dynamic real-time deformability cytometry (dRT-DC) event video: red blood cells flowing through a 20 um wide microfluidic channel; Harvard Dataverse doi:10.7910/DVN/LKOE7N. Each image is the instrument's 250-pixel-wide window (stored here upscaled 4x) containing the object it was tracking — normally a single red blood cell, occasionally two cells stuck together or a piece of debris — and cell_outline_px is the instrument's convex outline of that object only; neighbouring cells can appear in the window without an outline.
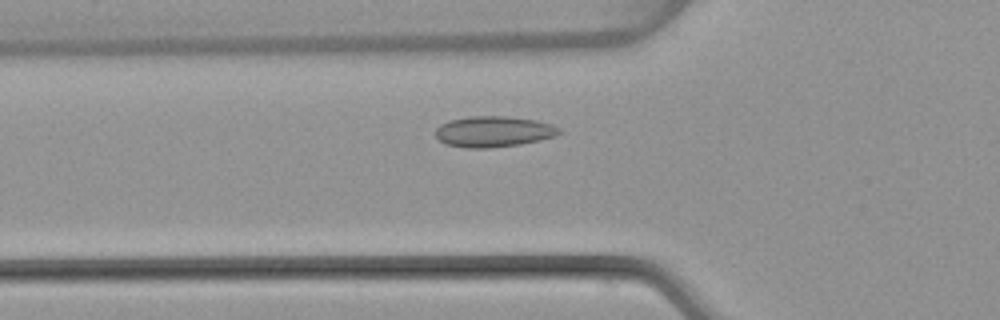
{"species": "common noctule bat (a hibernating species)", "species_latin": "Nyctalus noctula", "temperature_condition": "warm", "stored_images_in_passage": 45, "camera_frame_rate_fps": 3000, "um_per_image_px": 0.085, "animal": {"sex": "female", "body_mass_g": 22.7, "forearm_length_mm": 54.2}, "frame": {"image": 1, "passage_image": 12, "time_ms": 3.667, "image_size_px": [1000, 320], "cell_outline_px": [[560, 132], [552, 136], [540, 140], [520, 144], [488, 148], [464, 148], [444, 144], [436, 136], [436, 128], [440, 124], [448, 120], [468, 116], [504, 116], [536, 120], [552, 124], [560, 128]], "centroid_in_image_um": [41.9, 11.18], "position_along_channel_um": 83.9, "area_um2": 22.25}}
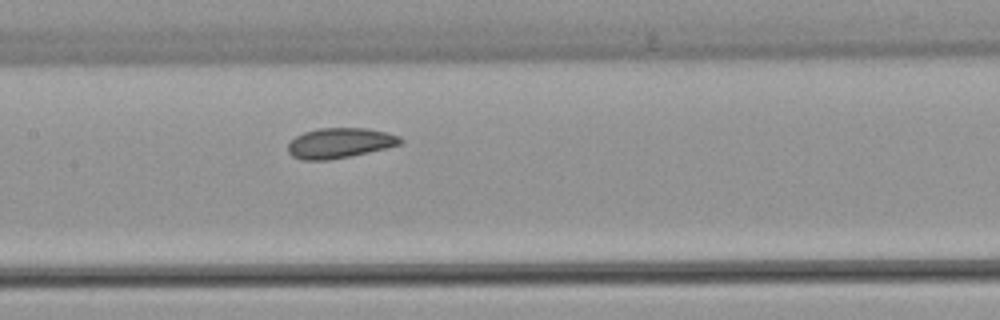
{"frame": {"image": 2, "passage_image": 19, "time_ms": 6.0, "image_size_px": [1000, 320], "cell_outline_px": [[404, 140], [400, 144], [368, 152], [328, 160], [300, 160], [292, 156], [288, 152], [288, 144], [296, 136], [304, 132], [320, 128], [368, 128], [388, 132], [400, 136]], "centroid_in_image_um": [28.88, 12.15], "position_along_channel_um": 178.5, "area_um2": 19.71}}
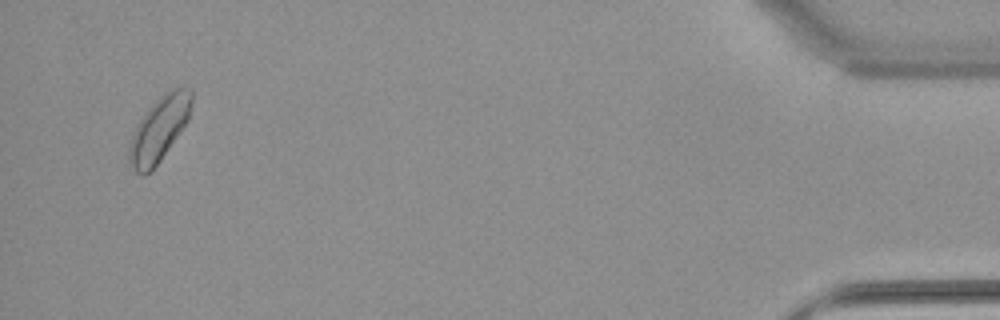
{"frame": {"image": 3, "passage_image": 43, "time_ms": 14.0, "image_size_px": [1000, 320], "cell_outline_px": [[192, 100], [188, 120], [160, 160], [144, 176], [140, 176], [128, 164], [128, 148], [132, 136], [140, 120], [152, 104], [160, 96], [172, 88], [188, 88], [192, 92]], "centroid_in_image_um": [13.51, 10.99], "position_along_channel_um": 421.7, "area_um2": 23.0}, "authors_computed_cell_mechanics": {"area_um2": 20.1722, "velocity_mm_per_s": 4.0453, "shape_relaxation_time_tau1_ms": null, "shape_relaxation_time_tau2_ms": 2.6382, "deformation_change_tau1": null, "deformation_change_tau2": 0.0466}}